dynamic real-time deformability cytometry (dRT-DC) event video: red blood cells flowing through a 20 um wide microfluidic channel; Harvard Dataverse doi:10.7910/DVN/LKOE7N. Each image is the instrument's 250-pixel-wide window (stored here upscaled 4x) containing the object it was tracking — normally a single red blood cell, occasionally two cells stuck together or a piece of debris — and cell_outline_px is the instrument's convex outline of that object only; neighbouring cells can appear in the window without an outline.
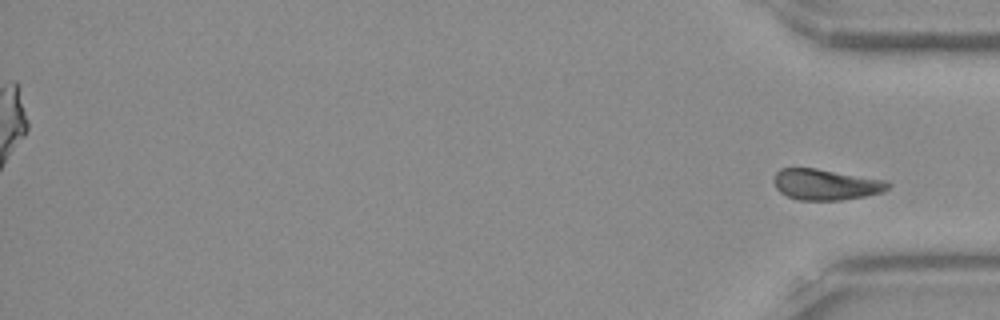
{"species": "Egyptian fruit bat (a non-hibernating species)", "species_latin": "Rousettus aegyptiacus", "temperature_condition": "room temperature", "stored_images_in_passage": 53, "segment_of_instrument_passage": [2, 2], "camera_frame_rate_fps": 3000, "um_per_image_px": 0.085, "frame": {"image": 1, "passage_image": 53, "time_ms": 17.333, "image_size_px": [1000, 320], "cell_outline_px": [[892, 184], [884, 192], [864, 196], [840, 200], [796, 200], [780, 192], [776, 188], [772, 180], [776, 172], [780, 168], [816, 168], [888, 180]], "centroid_in_image_um": [70.2, 15.68], "position_along_channel_um": 365.0, "area_um2": 20.81}}